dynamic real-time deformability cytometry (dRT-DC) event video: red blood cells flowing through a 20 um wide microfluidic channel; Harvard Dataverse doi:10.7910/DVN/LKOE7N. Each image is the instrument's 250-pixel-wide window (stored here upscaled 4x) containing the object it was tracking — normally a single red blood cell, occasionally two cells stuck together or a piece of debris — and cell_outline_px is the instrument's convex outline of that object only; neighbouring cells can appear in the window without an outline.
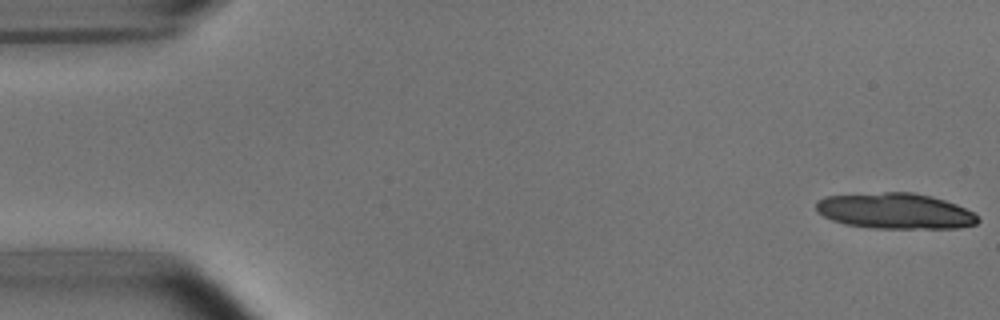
{"species": "common noctule bat (a hibernating species)", "species_latin": "Nyctalus noctula", "temperature_condition": "room temperature", "stored_images_in_passage": 24, "camera_frame_rate_fps": 3000, "um_per_image_px": 0.085, "animal": {"sex": "male", "body_mass_g": 15.6}, "frame": {"image": 1, "passage_image": 1, "time_ms": 0.0, "image_size_px": [1000, 320], "cell_outline_px": [[980, 220], [976, 224], [960, 228], [872, 228], [844, 224], [832, 220], [816, 212], [816, 200], [824, 196], [884, 192], [912, 192], [932, 196], [956, 204], [972, 212]], "centroid_in_image_um": [76.05, 17.93], "position_along_channel_um": 8.9, "area_um2": 33.81}}